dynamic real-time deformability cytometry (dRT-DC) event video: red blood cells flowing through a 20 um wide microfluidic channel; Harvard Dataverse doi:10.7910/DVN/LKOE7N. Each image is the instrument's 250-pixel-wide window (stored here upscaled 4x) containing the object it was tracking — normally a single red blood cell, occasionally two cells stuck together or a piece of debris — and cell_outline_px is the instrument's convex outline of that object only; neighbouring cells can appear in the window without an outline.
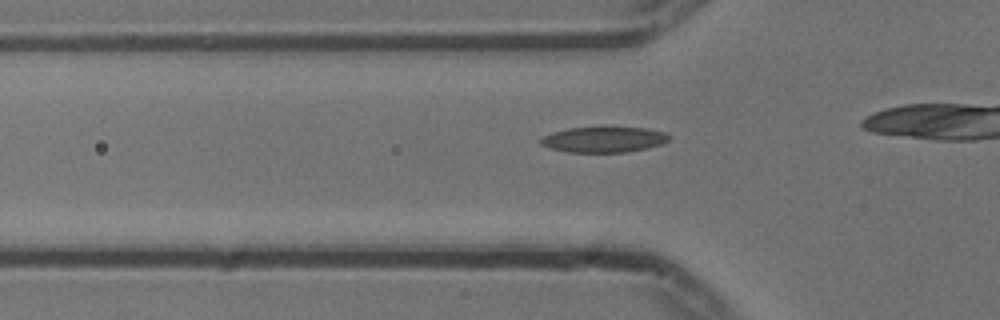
{"species": "common noctule bat (a hibernating species)", "species_latin": "Nyctalus noctula", "temperature_condition": "cold", "stored_images_in_passage": 34, "camera_frame_rate_fps": 3000, "um_per_image_px": 0.085, "animal": {"sex": "male", "body_mass_g": 13.3}, "frame": {"image": 1, "passage_image": 9, "time_ms": 2.667, "image_size_px": [1000, 320], "cell_outline_px": [[672, 136], [668, 140], [660, 144], [628, 152], [568, 152], [548, 148], [540, 144], [540, 140], [544, 136], [552, 132], [568, 128], [644, 128], [664, 132]], "centroid_in_image_um": [51.29, 11.87], "position_along_channel_um": 74.5, "area_um2": 18.84}}
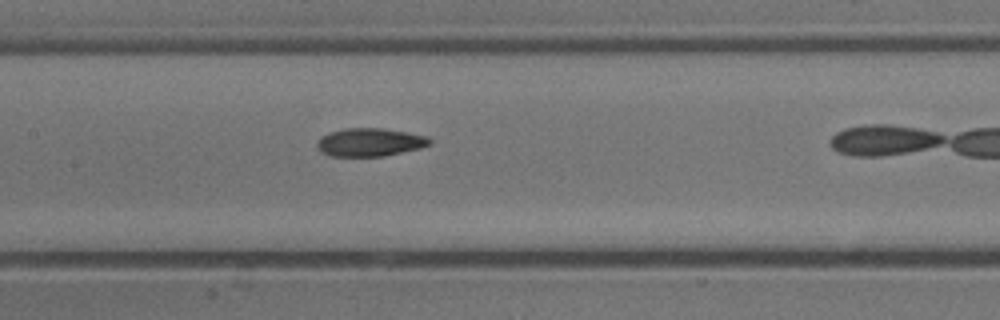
{"frame": {"image": 2, "passage_image": 17, "time_ms": 5.333, "image_size_px": [1000, 320], "cell_outline_px": [[432, 144], [420, 148], [384, 156], [328, 156], [320, 152], [316, 148], [316, 140], [320, 136], [328, 132], [344, 128], [384, 128], [408, 132], [428, 136], [432, 140]], "centroid_in_image_um": [31.4, 12.08], "position_along_channel_um": 176.0, "area_um2": 18.9}}
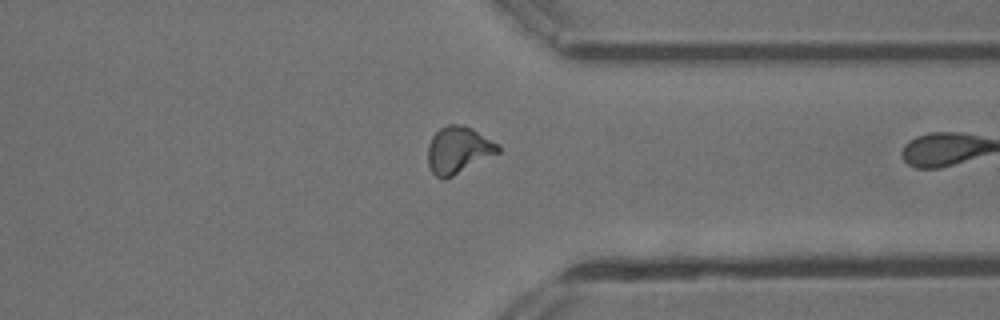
{"frame": {"image": 3, "passage_image": 33, "time_ms": 10.667, "image_size_px": [1000, 320], "cell_outline_px": [[500, 152], [444, 180], [436, 176], [432, 172], [428, 164], [428, 144], [432, 136], [440, 128], [448, 124], [464, 124], [472, 128], [500, 144]], "centroid_in_image_um": [38.96, 12.73], "position_along_channel_um": 372.4, "area_um2": 19.25}}